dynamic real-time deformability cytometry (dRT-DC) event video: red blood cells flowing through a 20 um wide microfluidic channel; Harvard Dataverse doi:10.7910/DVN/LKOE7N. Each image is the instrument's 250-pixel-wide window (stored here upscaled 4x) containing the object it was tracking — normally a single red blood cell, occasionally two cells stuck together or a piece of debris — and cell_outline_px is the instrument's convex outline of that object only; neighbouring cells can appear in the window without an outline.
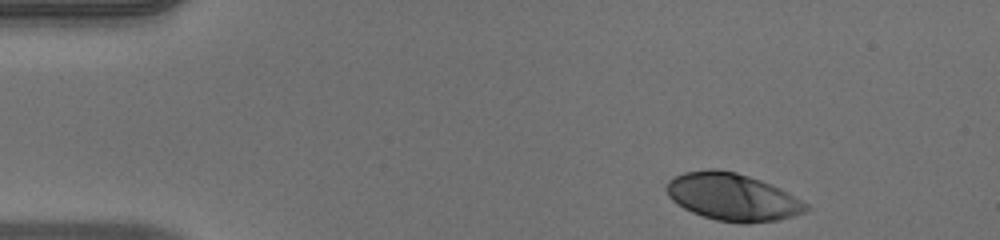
{"species": "human", "species_latin": "Homo sapiens", "temperature_condition": "warm", "stored_images_in_passage": 45, "camera_frame_rate_fps": 3000, "um_per_image_px": 0.085, "donor": {"sex": "male"}, "frame": {"image": 1, "passage_image": 1, "time_ms": 0.0, "image_size_px": [1000, 240], "cell_outline_px": [[812, 208], [804, 212], [792, 216], [776, 220], [744, 224], [740, 224], [716, 220], [692, 212], [684, 208], [672, 200], [668, 196], [668, 180], [684, 172], [708, 168], [716, 168], [736, 172], [772, 184], [788, 192], [808, 204]], "centroid_in_image_um": [62.29, 16.74], "position_along_channel_um": 22.7, "area_um2": 38.49}}
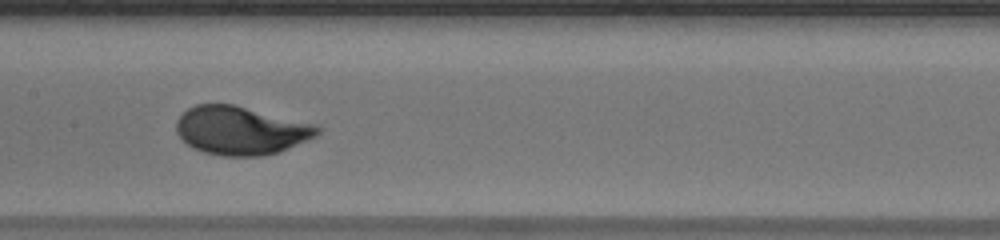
{"frame": {"image": 2, "passage_image": 20, "time_ms": 6.333, "image_size_px": [1000, 240], "cell_outline_px": [[320, 132], [316, 136], [276, 152], [264, 156], [220, 156], [204, 152], [192, 148], [176, 132], [176, 120], [188, 108], [196, 104], [232, 104], [312, 124], [320, 128]], "centroid_in_image_um": [20.4, 11.1], "position_along_channel_um": 187.0, "area_um2": 39.19}}
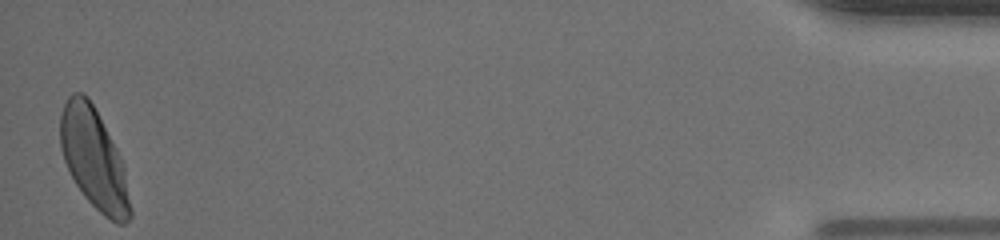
{"frame": {"image": 3, "passage_image": 45, "time_ms": 14.667, "image_size_px": [1000, 240], "cell_outline_px": [[132, 216], [124, 224], [116, 224], [104, 216], [84, 196], [76, 184], [64, 160], [60, 148], [60, 116], [64, 104], [68, 96], [72, 92], [84, 92], [88, 96], [116, 148], [120, 156], [124, 168], [132, 208]], "centroid_in_image_um": [7.98, 13.51], "position_along_channel_um": 427.2, "area_um2": 40.75}, "authors_computed_cell_mechanics": {"area_um2": 39.1306, "velocity_mm_per_s": 3.9637, "shape_relaxation_time_tau1_ms": 2.3506, "shape_relaxation_time_tau2_ms": null, "deformation_change_tau1": 0.1718, "deformation_change_tau2": null}}